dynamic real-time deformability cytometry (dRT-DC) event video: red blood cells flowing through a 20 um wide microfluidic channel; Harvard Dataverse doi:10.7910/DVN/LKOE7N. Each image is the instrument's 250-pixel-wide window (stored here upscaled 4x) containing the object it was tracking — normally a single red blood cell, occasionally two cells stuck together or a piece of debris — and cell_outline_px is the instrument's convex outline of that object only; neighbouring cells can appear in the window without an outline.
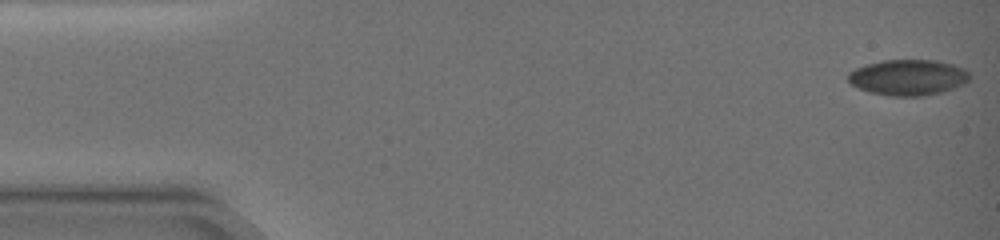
{"species": "common noctule bat (a hibernating species)", "species_latin": "Nyctalus noctula", "temperature_condition": "warm", "stored_images_in_passage": 44, "camera_frame_rate_fps": 3000, "um_per_image_px": 0.085, "animal": {"sex": "female", "body_mass_g": 19.0, "forearm_length_mm": 51.5}, "frame": {"image": 1, "passage_image": 1, "time_ms": 0.0, "image_size_px": [1000, 240], "cell_outline_px": [[972, 76], [964, 84], [940, 92], [924, 96], [892, 96], [868, 92], [852, 84], [848, 80], [848, 72], [864, 64], [884, 60], [936, 60], [952, 64], [964, 68]], "centroid_in_image_um": [77.19, 6.57], "position_along_channel_um": 7.8, "area_um2": 25.37}}
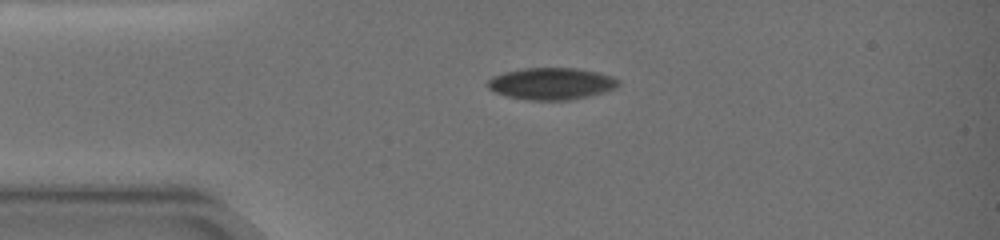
{"frame": {"image": 2, "passage_image": 17, "time_ms": 4.0, "image_size_px": [1000, 240], "cell_outline_px": [[620, 84], [616, 88], [604, 92], [588, 96], [568, 100], [528, 100], [504, 96], [492, 92], [484, 84], [492, 76], [504, 72], [524, 68], [576, 68], [596, 72], [612, 76], [620, 80]], "centroid_in_image_um": [46.82, 7.11], "position_along_channel_um": 38.2, "area_um2": 24.57}}
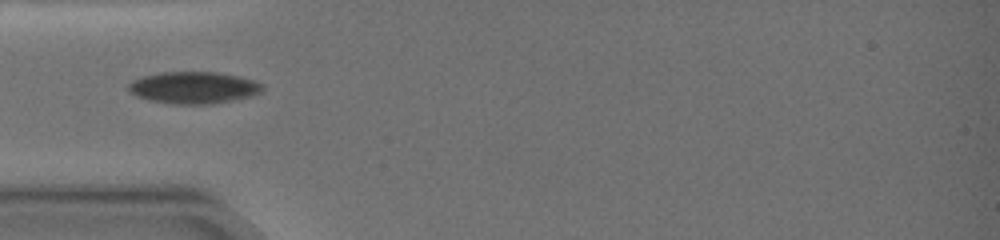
{"frame": {"image": 3, "passage_image": 26, "time_ms": 5.667, "image_size_px": [1000, 240], "cell_outline_px": [[264, 88], [260, 92], [252, 96], [212, 104], [172, 104], [148, 100], [136, 96], [128, 88], [128, 84], [132, 80], [144, 76], [160, 72], [220, 72], [240, 76], [264, 84]], "centroid_in_image_um": [16.47, 7.45], "position_along_channel_um": 68.5, "area_um2": 25.03}}